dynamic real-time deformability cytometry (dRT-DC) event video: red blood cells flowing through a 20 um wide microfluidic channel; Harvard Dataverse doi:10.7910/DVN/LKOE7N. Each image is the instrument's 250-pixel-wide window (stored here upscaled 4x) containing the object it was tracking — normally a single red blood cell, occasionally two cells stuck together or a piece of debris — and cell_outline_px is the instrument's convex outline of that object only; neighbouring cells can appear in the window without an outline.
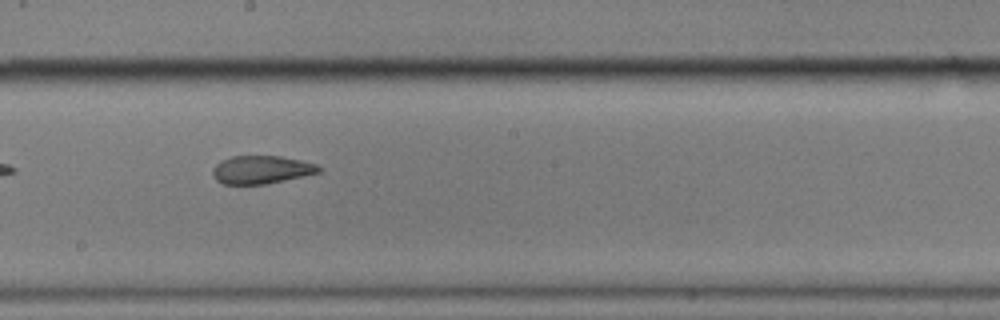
{"species": "common noctule bat (a hibernating species)", "species_latin": "Nyctalus noctula", "temperature_condition": "cold", "stored_images_in_passage": 10, "camera_frame_rate_fps": 3000, "um_per_image_px": 0.085, "animal": {"sex": "male", "body_mass_g": 17.9}, "frame": {"image": 1, "passage_image": 9, "time_ms": 10.0, "image_size_px": [1000, 320], "cell_outline_px": [[320, 172], [304, 176], [268, 184], [224, 184], [216, 180], [212, 172], [212, 168], [220, 160], [232, 156], [280, 156], [300, 160], [316, 164], [320, 168]], "centroid_in_image_um": [22.19, 14.42], "position_along_channel_um": 226.0, "area_um2": 17.4}}
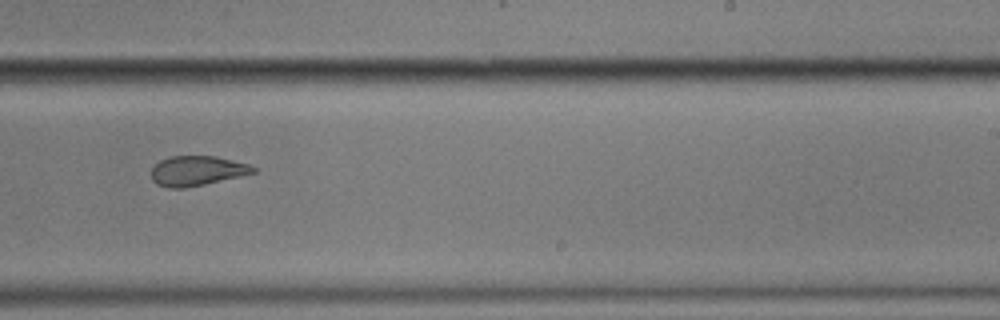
{"frame": {"image": 2, "passage_image": 10, "time_ms": 11.333, "image_size_px": [1000, 320], "cell_outline_px": [[256, 172], [204, 184], [184, 188], [168, 188], [156, 184], [152, 180], [152, 168], [160, 160], [172, 156], [216, 156], [248, 164], [256, 168]], "centroid_in_image_um": [16.72, 14.52], "position_along_channel_um": 272.3, "area_um2": 17.51}}